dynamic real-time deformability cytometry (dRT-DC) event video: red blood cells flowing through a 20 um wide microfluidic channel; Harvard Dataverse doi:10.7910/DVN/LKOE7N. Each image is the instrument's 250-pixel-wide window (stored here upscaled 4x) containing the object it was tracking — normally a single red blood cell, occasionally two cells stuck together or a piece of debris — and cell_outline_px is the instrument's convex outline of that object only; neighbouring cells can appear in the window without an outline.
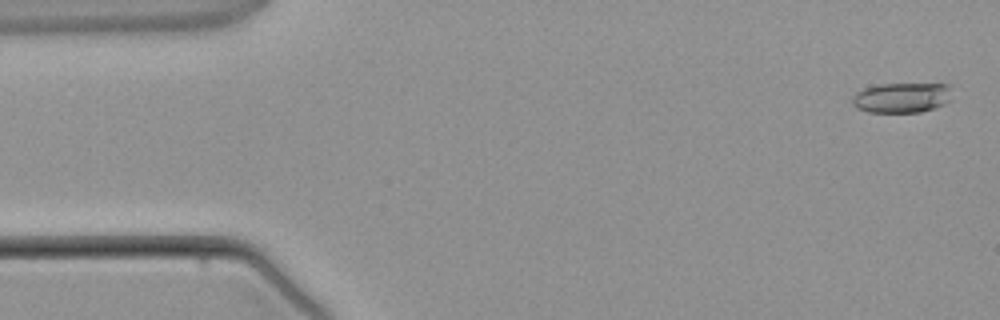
{"species": "common noctule bat (a hibernating species)", "species_latin": "Nyctalus noctula", "temperature_condition": "warm", "stored_images_in_passage": 5, "camera_frame_rate_fps": 3000, "um_per_image_px": 0.085, "animal": {"sex": "male", "body_mass_g": 21.5, "forearm_length_mm": 52.0}, "frame": {"image": 1, "passage_image": 1, "time_ms": 0.0, "image_size_px": [1000, 320], "cell_outline_px": [[952, 100], [944, 104], [920, 112], [868, 112], [856, 108], [852, 104], [852, 96], [856, 92], [864, 88], [880, 84], [948, 84]], "centroid_in_image_um": [76.62, 8.3], "position_along_channel_um": 8.4, "area_um2": 17.51}}
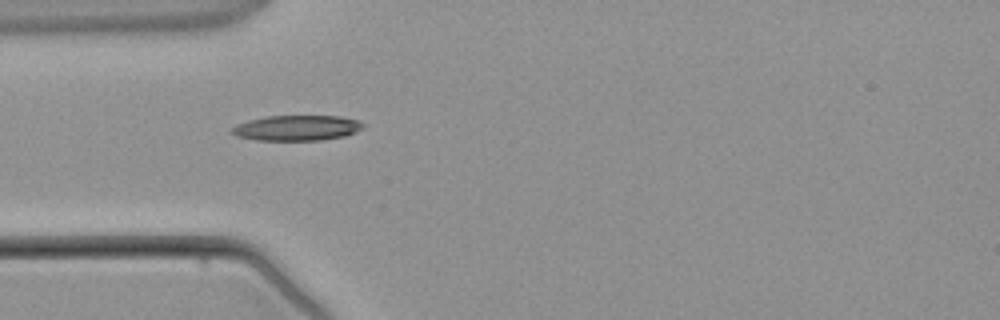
{"frame": {"image": 2, "passage_image": 4, "time_ms": 3.667, "image_size_px": [1000, 320], "cell_outline_px": [[364, 128], [356, 132], [344, 136], [320, 140], [256, 140], [236, 136], [232, 132], [232, 128], [236, 124], [248, 120], [264, 116], [340, 116], [356, 120], [364, 124]], "centroid_in_image_um": [25.22, 10.87], "position_along_channel_um": 59.8, "area_um2": 19.36}}
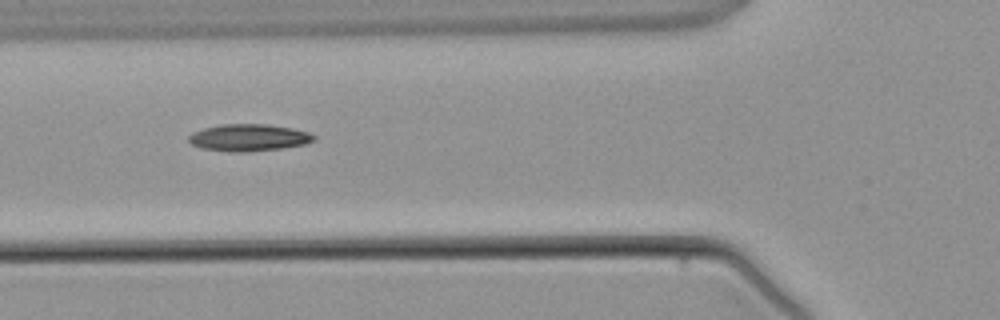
{"frame": {"image": 3, "passage_image": 5, "time_ms": 4.667, "image_size_px": [1000, 320], "cell_outline_px": [[316, 140], [304, 144], [280, 148], [244, 152], [228, 152], [204, 148], [192, 144], [188, 140], [188, 136], [192, 132], [204, 128], [220, 124], [268, 124], [292, 128], [308, 132], [316, 136]], "centroid_in_image_um": [21.14, 11.69], "position_along_channel_um": 104.7, "area_um2": 19.65}}